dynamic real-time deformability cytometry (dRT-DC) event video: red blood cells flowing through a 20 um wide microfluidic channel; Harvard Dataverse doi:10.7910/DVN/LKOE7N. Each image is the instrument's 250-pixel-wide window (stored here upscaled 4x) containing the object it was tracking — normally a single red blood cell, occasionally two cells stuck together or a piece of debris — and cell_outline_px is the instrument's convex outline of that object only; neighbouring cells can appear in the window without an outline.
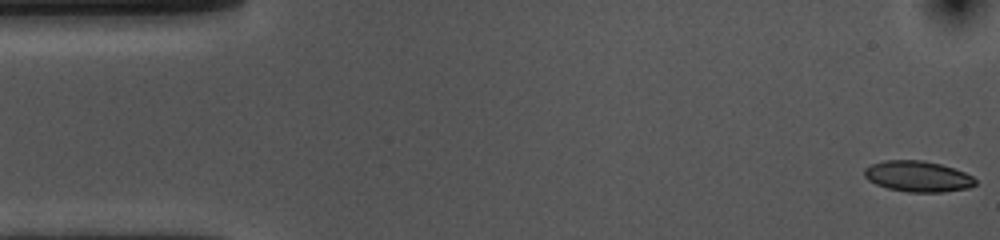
{"species": "common noctule bat (a hibernating species)", "species_latin": "Nyctalus noctula", "temperature_condition": "cold", "stored_images_in_passage": 54, "camera_frame_rate_fps": 3000, "um_per_image_px": 0.085, "animal": {"sex": "female", "body_mass_g": 10.0, "forearm_length_mm": 53.1}, "frame": {"image": 1, "passage_image": 1, "time_ms": 0.0, "image_size_px": [1000, 240], "cell_outline_px": [[976, 184], [968, 188], [944, 192], [908, 192], [888, 188], [876, 184], [868, 180], [864, 176], [864, 168], [872, 164], [884, 160], [924, 160], [940, 164], [964, 172], [972, 176], [976, 180]], "centroid_in_image_um": [78.0, 14.99], "position_along_channel_um": 7.0, "area_um2": 19.94}}
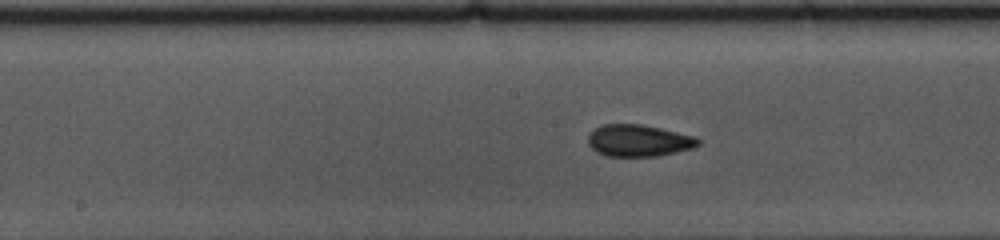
{"frame": {"image": 2, "passage_image": 26, "time_ms": 8.333, "image_size_px": [1000, 240], "cell_outline_px": [[700, 144], [692, 148], [676, 152], [656, 156], [604, 156], [596, 152], [588, 144], [588, 136], [596, 128], [604, 124], [640, 124], [660, 128], [696, 136], [700, 140]], "centroid_in_image_um": [54.29, 11.95], "position_along_channel_um": 193.9, "area_um2": 20.4}}
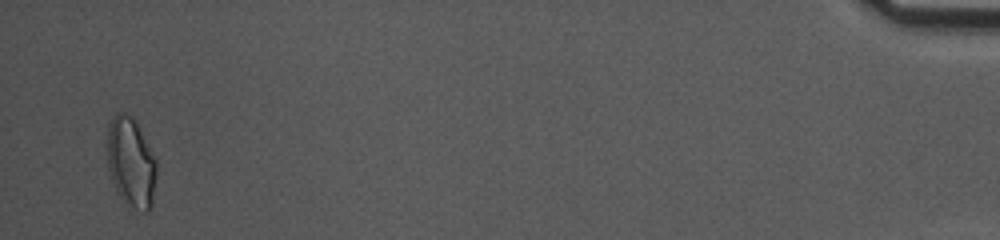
{"frame": {"image": 3, "passage_image": 53, "time_ms": 17.333, "image_size_px": [1000, 240], "cell_outline_px": [[156, 172], [152, 208], [148, 212], [144, 212], [124, 204], [116, 192], [108, 168], [108, 124], [112, 116], [116, 112], [124, 112], [132, 116], [156, 160]], "centroid_in_image_um": [11.12, 13.84], "position_along_channel_um": 424.1, "area_um2": 25.84}, "authors_computed_cell_mechanics": {"area_um2": 20.2878, "velocity_mm_per_s": 3.5794, "shape_relaxation_time_tau1_ms": 4.7884, "shape_relaxation_time_tau2_ms": 2.3169, "deformation_change_tau1": 0.1233, "deformation_change_tau2": 0.0732}}